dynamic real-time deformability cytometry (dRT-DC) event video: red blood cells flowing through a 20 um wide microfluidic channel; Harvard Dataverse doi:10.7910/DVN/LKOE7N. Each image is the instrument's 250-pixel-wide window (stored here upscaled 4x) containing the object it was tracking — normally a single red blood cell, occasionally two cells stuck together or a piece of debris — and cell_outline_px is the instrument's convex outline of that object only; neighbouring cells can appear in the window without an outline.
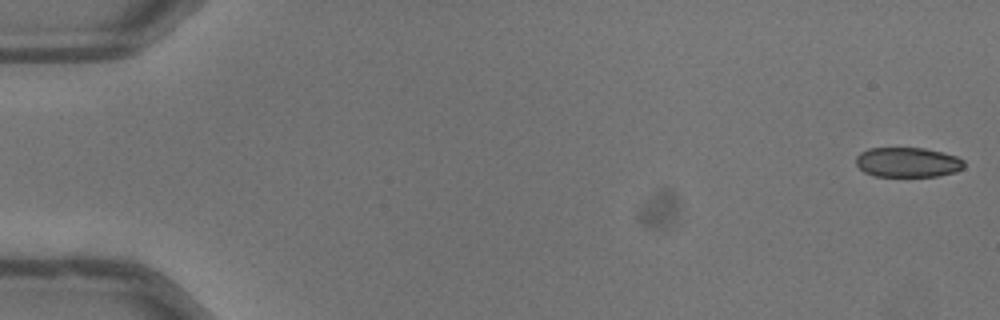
{"species": "common noctule bat (a hibernating species)", "species_latin": "Nyctalus noctula", "temperature_condition": "warm", "stored_images_in_passage": 48, "camera_frame_rate_fps": 3000, "um_per_image_px": 0.085, "animal": {"sex": "male", "body_mass_g": 13.3}, "frame": {"image": 1, "passage_image": 1, "time_ms": 0.0, "image_size_px": [1000, 320], "cell_outline_px": [[964, 168], [956, 172], [936, 176], [876, 176], [864, 172], [856, 164], [856, 156], [860, 152], [868, 148], [924, 148], [944, 152], [956, 156], [964, 160]], "centroid_in_image_um": [77.16, 13.79], "position_along_channel_um": 7.8, "area_um2": 18.9}}
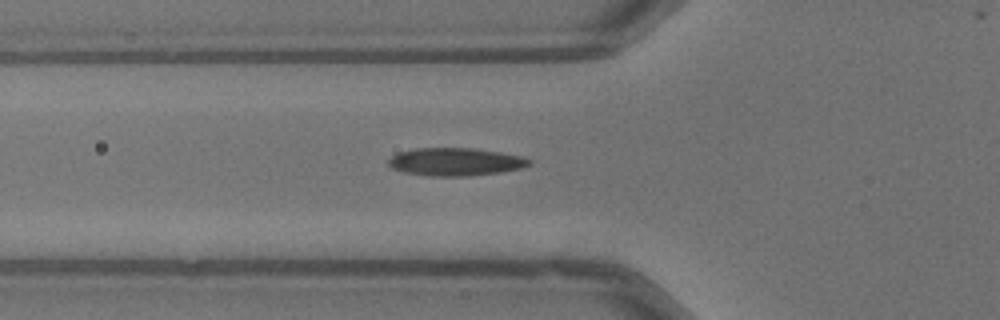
{"frame": {"image": 2, "passage_image": 19, "time_ms": 6.0, "image_size_px": [1000, 320], "cell_outline_px": [[532, 164], [524, 168], [500, 172], [468, 176], [428, 176], [404, 172], [392, 168], [388, 164], [388, 160], [392, 156], [400, 152], [416, 148], [472, 148], [500, 152], [520, 156], [532, 160]], "centroid_in_image_um": [38.74, 13.76], "position_along_channel_um": 87.1, "area_um2": 22.89}}
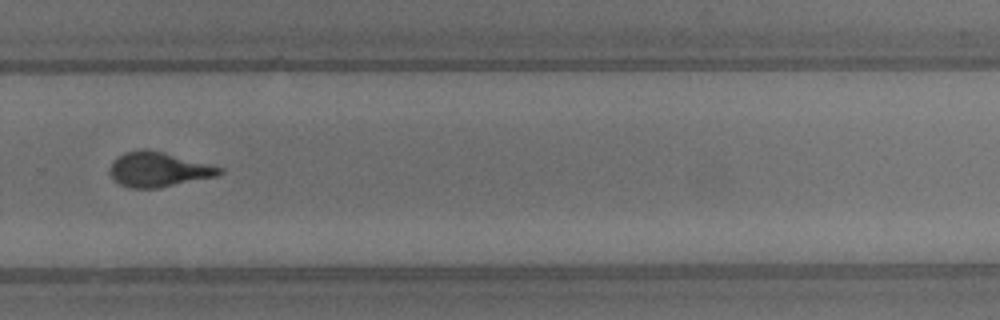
{"frame": {"image": 3, "passage_image": 36, "time_ms": 11.667, "image_size_px": [1000, 320], "cell_outline_px": [[224, 172], [216, 176], [160, 188], [128, 188], [112, 180], [108, 172], [108, 168], [124, 152], [140, 148], [144, 148], [224, 168]], "centroid_in_image_um": [13.42, 14.42], "position_along_channel_um": 316.4, "area_um2": 22.08}}